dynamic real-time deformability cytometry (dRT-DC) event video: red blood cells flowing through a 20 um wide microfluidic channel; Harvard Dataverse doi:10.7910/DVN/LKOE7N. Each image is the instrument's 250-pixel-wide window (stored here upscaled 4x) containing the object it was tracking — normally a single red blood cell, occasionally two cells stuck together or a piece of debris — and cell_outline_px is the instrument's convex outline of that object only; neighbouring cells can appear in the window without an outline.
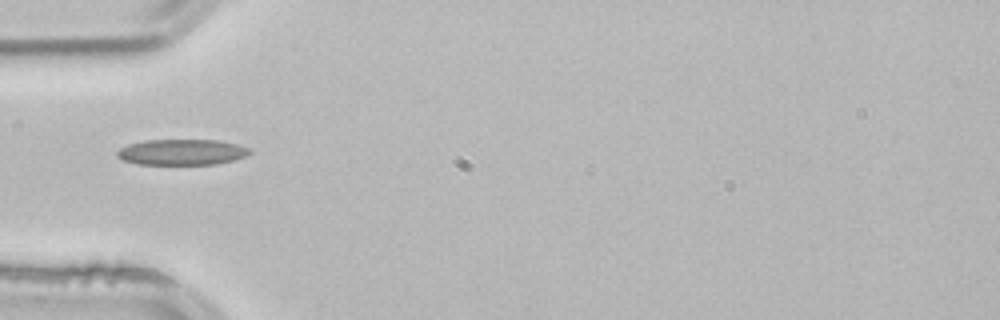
{"species": "common noctule bat (a hibernating species)", "species_latin": "Nyctalus noctula", "temperature_condition": "room temperature", "stored_images_in_passage": 4, "camera_frame_rate_fps": 3000, "um_per_image_px": 0.085, "animal": {"sex": "male", "body_mass_g": 21.5, "forearm_length_mm": 52.0}, "frame": {"image": 1, "passage_image": 4, "time_ms": 1.0, "image_size_px": [1000, 320], "cell_outline_px": [[252, 152], [244, 156], [232, 160], [216, 164], [136, 164], [124, 160], [116, 156], [116, 152], [120, 148], [128, 144], [144, 140], [216, 140], [236, 144], [248, 148]], "centroid_in_image_um": [15.41, 12.93], "position_along_channel_um": 69.6, "area_um2": 19.77}}